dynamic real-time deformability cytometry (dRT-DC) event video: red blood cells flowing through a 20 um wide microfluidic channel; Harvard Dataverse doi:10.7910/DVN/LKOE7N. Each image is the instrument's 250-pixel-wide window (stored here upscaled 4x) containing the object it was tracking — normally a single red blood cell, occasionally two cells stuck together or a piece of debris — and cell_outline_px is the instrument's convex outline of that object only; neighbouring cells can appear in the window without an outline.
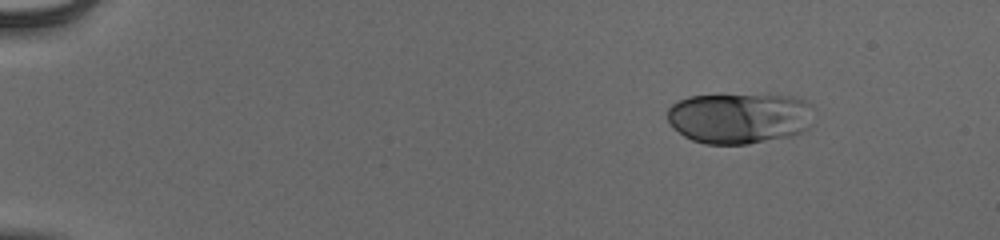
{"species": "human", "species_latin": "Homo sapiens", "temperature_condition": "cold", "stored_images_in_passage": 48, "camera_frame_rate_fps": 3000, "um_per_image_px": 0.085, "donor": {"sex": "male"}, "frame": {"image": 1, "passage_image": 1, "time_ms": 0.0, "image_size_px": [1000, 240], "cell_outline_px": [[816, 108], [812, 124], [808, 128], [792, 136], [748, 144], [704, 144], [692, 140], [684, 136], [672, 128], [668, 120], [668, 108], [672, 104], [688, 96], [724, 92], [796, 96], [812, 104]], "centroid_in_image_um": [62.89, 9.99], "position_along_channel_um": 22.1, "area_um2": 45.26}}
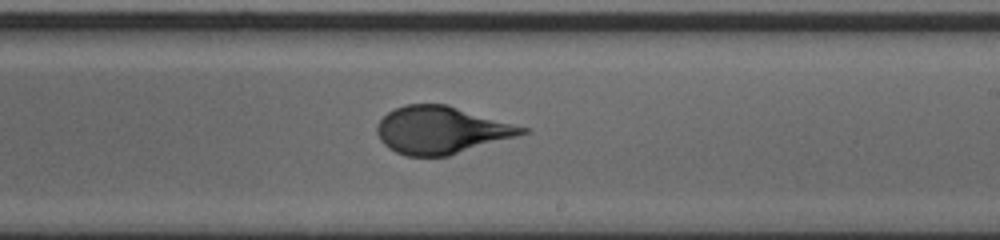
{"frame": {"image": 2, "passage_image": 28, "time_ms": 9.0, "image_size_px": [1000, 240], "cell_outline_px": [[532, 132], [448, 156], [408, 156], [396, 152], [388, 148], [380, 140], [376, 132], [376, 124], [388, 112], [404, 104], [448, 104], [532, 128]], "centroid_in_image_um": [37.57, 11.05], "position_along_channel_um": 251.4, "area_um2": 40.58}}
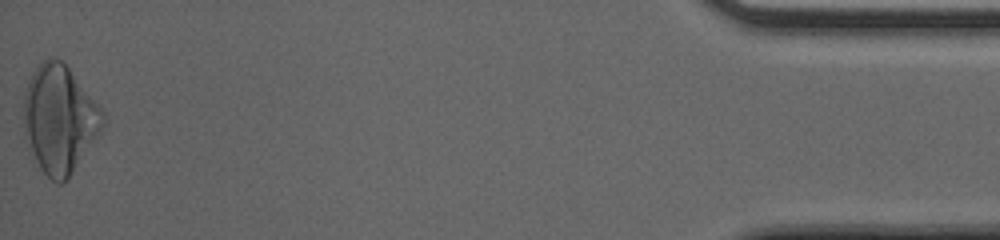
{"frame": {"image": 3, "passage_image": 48, "time_ms": 15.667, "image_size_px": [1000, 240], "cell_outline_px": [[104, 124], [100, 132], [68, 176], [60, 184], [56, 184], [40, 168], [24, 136], [24, 92], [28, 80], [32, 72], [48, 56], [52, 56], [60, 60], [68, 68], [104, 112]], "centroid_in_image_um": [5.03, 10.09], "position_along_channel_um": 430.2, "area_um2": 48.78}, "authors_computed_cell_mechanics": {"area_um2": 40.6045, "velocity_mm_per_s": 3.9042, "shape_relaxation_time_tau1_ms": 5.9677, "shape_relaxation_time_tau2_ms": null, "deformation_change_tau1": 0.2065, "deformation_change_tau2": null}}